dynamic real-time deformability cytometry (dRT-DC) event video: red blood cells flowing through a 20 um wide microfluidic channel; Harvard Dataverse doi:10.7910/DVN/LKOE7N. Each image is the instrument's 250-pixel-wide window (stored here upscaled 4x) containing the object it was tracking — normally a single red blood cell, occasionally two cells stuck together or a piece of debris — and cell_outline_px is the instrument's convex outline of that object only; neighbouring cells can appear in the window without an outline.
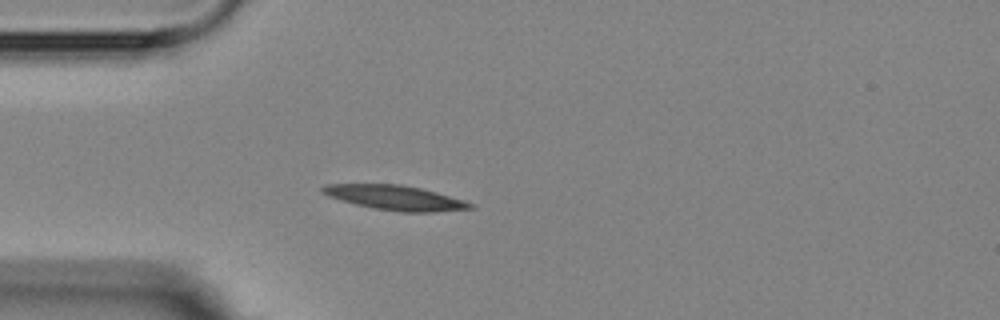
{"species": "Egyptian fruit bat (a non-hibernating species)", "species_latin": "Rousettus aegyptiacus", "temperature_condition": "room temperature", "stored_images_in_passage": 1, "camera_frame_rate_fps": 3000, "um_per_image_px": 0.085, "animal": {"sex": "female"}, "frame": {"image": 1, "passage_image": 1, "time_ms": 0.0, "image_size_px": [1000, 320], "cell_outline_px": [[476, 208], [432, 212], [400, 212], [372, 208], [340, 200], [328, 196], [320, 192], [320, 188], [324, 184], [400, 184], [420, 188], [436, 192], [464, 200], [476, 204]], "centroid_in_image_um": [33.59, 16.81], "position_along_channel_um": 51.4, "area_um2": 21.39}}